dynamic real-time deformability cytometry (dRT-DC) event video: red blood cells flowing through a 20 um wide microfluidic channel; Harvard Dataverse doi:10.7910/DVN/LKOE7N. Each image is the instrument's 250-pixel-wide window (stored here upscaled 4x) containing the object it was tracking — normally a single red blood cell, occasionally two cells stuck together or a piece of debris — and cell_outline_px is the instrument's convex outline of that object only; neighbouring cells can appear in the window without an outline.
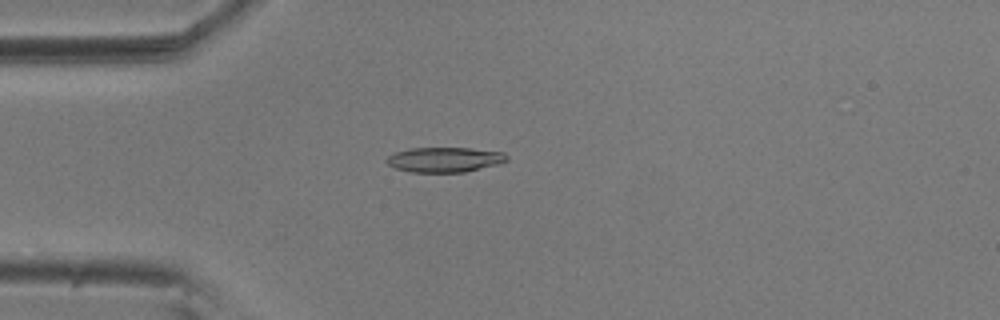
{"species": "common noctule bat (a hibernating species)", "species_latin": "Nyctalus noctula", "temperature_condition": "room temperature", "stored_images_in_passage": 56, "camera_frame_rate_fps": 3000, "um_per_image_px": 0.085, "animal": {"sex": "male", "body_mass_g": 20.5, "forearm_length_mm": 52.5}, "frame": {"image": 1, "passage_image": 15, "time_ms": 4.667, "image_size_px": [1000, 320], "cell_outline_px": [[508, 160], [500, 164], [464, 172], [412, 172], [396, 168], [388, 164], [384, 160], [388, 156], [396, 152], [412, 148], [468, 148], [504, 152], [508, 156]], "centroid_in_image_um": [37.82, 13.57], "position_along_channel_um": 47.2, "area_um2": 17.46}}
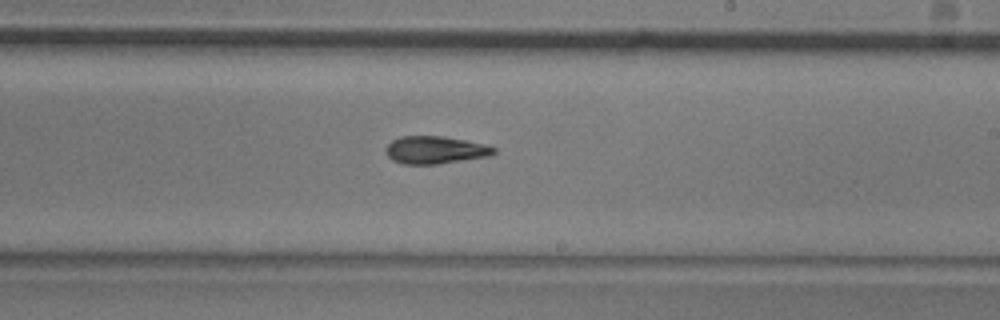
{"frame": {"image": 2, "passage_image": 33, "time_ms": 10.667, "image_size_px": [1000, 320], "cell_outline_px": [[496, 152], [488, 156], [436, 164], [404, 164], [392, 160], [388, 156], [384, 148], [392, 140], [400, 136], [444, 136], [484, 144], [496, 148]], "centroid_in_image_um": [36.95, 12.74], "position_along_channel_um": 252.0, "area_um2": 17.28}}
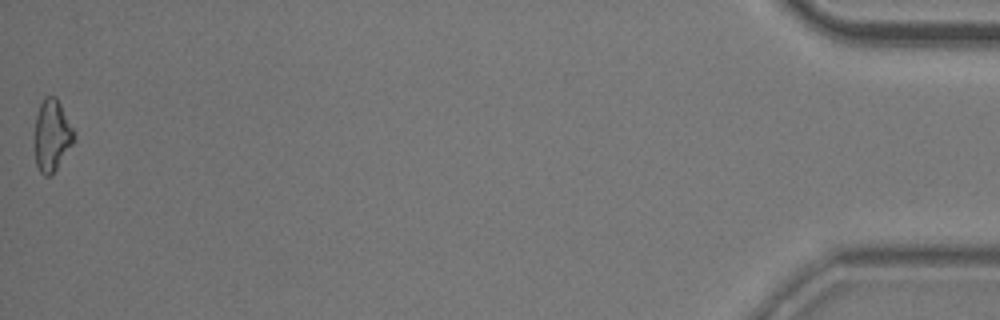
{"frame": {"image": 3, "passage_image": 56, "time_ms": 18.333, "image_size_px": [1000, 320], "cell_outline_px": [[76, 140], [52, 176], [44, 176], [40, 172], [36, 164], [36, 116], [40, 104], [44, 96], [56, 96], [76, 132]], "centroid_in_image_um": [4.46, 11.52], "position_along_channel_um": 430.7, "area_um2": 16.59}, "authors_computed_cell_mechanics": {"area_um2": 17.2244, "velocity_mm_per_s": 3.6158, "shape_relaxation_time_tau1_ms": 7.3036, "shape_relaxation_time_tau2_ms": 4.9815, "deformation_change_tau1": 0.1748, "deformation_change_tau2": 0.1289}}